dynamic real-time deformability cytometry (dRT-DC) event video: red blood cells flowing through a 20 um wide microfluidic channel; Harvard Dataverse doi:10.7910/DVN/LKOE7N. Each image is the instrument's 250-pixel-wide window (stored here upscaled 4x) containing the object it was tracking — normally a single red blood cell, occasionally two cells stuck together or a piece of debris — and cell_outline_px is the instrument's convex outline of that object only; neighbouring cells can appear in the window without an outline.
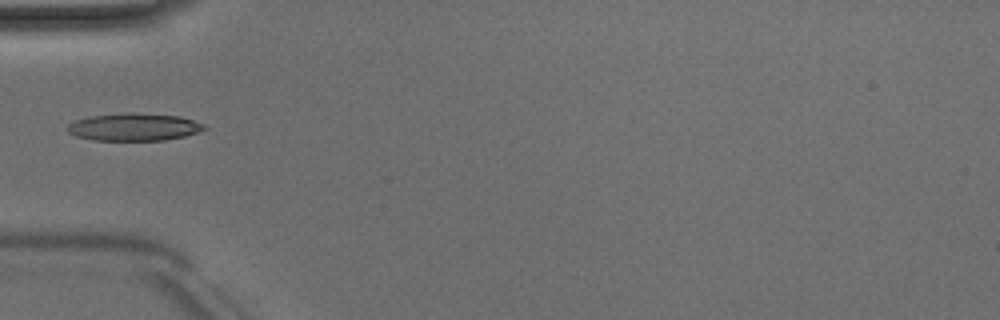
{"species": "Egyptian fruit bat (a non-hibernating species)", "species_latin": "Rousettus aegyptiacus", "temperature_condition": "room temperature", "stored_images_in_passage": 6, "camera_frame_rate_fps": 3000, "um_per_image_px": 0.085, "animal": {"sex": "male"}, "frame": {"image": 1, "passage_image": 5, "time_ms": 4.667, "image_size_px": [1000, 320], "cell_outline_px": [[208, 128], [184, 136], [164, 140], [92, 140], [76, 136], [68, 132], [64, 128], [68, 124], [76, 120], [88, 116], [132, 112], [180, 116], [204, 124]], "centroid_in_image_um": [11.34, 10.79], "position_along_channel_um": 73.7, "area_um2": 21.96}}